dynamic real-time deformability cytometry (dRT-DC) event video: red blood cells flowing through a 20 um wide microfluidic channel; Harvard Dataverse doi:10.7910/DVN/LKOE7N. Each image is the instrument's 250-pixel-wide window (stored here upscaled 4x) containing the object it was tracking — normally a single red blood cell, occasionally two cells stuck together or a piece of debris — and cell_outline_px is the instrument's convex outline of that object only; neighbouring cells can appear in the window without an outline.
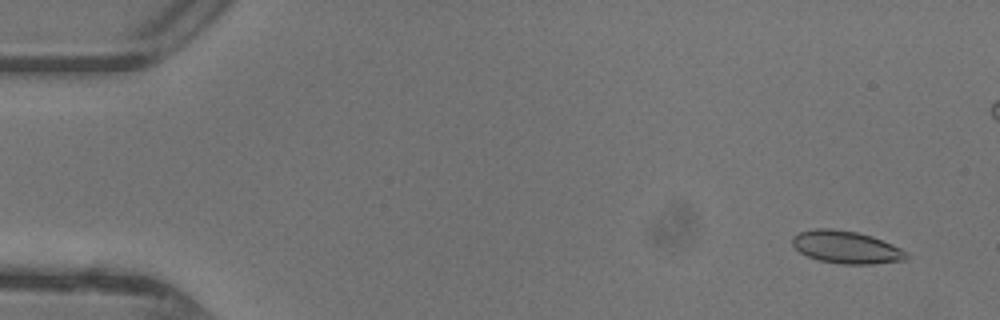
{"species": "common noctule bat (a hibernating species)", "species_latin": "Nyctalus noctula", "temperature_condition": "warm", "stored_images_in_passage": 48, "camera_frame_rate_fps": 3000, "um_per_image_px": 0.085, "animal": {"sex": "female"}, "frame": {"image": 1, "passage_image": 3, "time_ms": 0.667, "image_size_px": [1000, 320], "cell_outline_px": [[908, 256], [904, 260], [872, 264], [840, 264], [820, 260], [808, 256], [800, 252], [792, 244], [792, 236], [800, 232], [816, 228], [832, 228], [856, 232], [872, 236], [892, 244], [908, 252]], "centroid_in_image_um": [71.93, 21.01], "position_along_channel_um": 13.1, "area_um2": 21.56}}
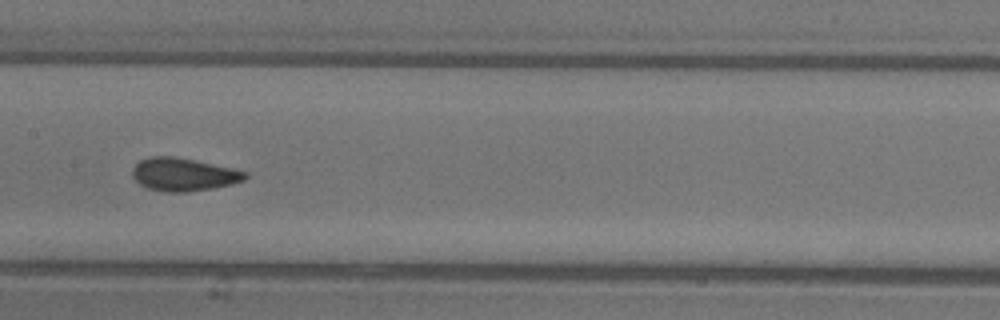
{"frame": {"image": 2, "passage_image": 24, "time_ms": 7.667, "image_size_px": [1000, 320], "cell_outline_px": [[248, 176], [244, 180], [232, 184], [212, 188], [188, 192], [168, 192], [144, 188], [132, 176], [132, 168], [140, 160], [152, 156], [172, 156], [196, 160], [232, 168], [248, 172]], "centroid_in_image_um": [15.59, 14.83], "position_along_channel_um": 191.8, "area_um2": 21.79}}
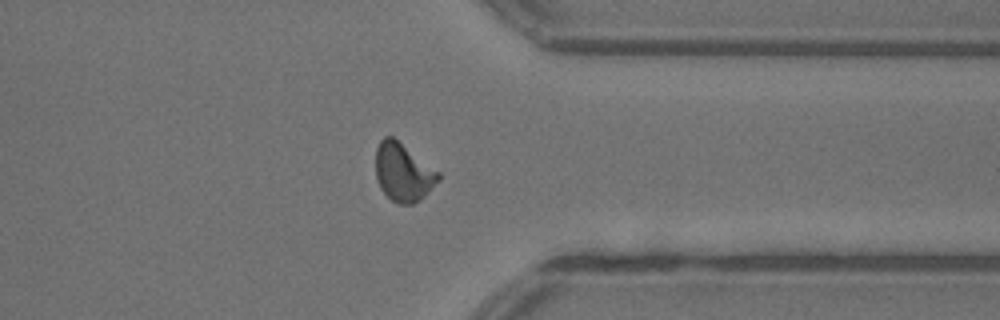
{"frame": {"image": 3, "passage_image": 37, "time_ms": 12.0, "image_size_px": [1000, 320], "cell_outline_px": [[440, 180], [420, 200], [412, 204], [396, 204], [380, 188], [376, 176], [376, 148], [380, 140], [384, 136], [392, 136], [440, 172]], "centroid_in_image_um": [34.27, 14.65], "position_along_channel_um": 377.1, "area_um2": 21.21}, "authors_computed_cell_mechanics": {"area_um2": 21.0681, "velocity_mm_per_s": 4.4, "shape_relaxation_time_tau1_ms": null, "shape_relaxation_time_tau2_ms": 0.7615, "deformation_change_tau1": null, "deformation_change_tau2": 0.0736}}